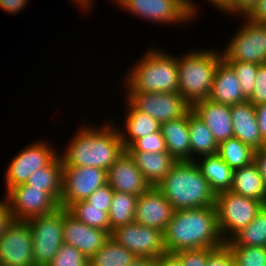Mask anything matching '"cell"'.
<instances>
[{"instance_id":"cell-1","label":"cell","mask_w":266,"mask_h":266,"mask_svg":"<svg viewBox=\"0 0 266 266\" xmlns=\"http://www.w3.org/2000/svg\"><path fill=\"white\" fill-rule=\"evenodd\" d=\"M163 242L170 253L225 245L215 205L174 211L163 232Z\"/></svg>"},{"instance_id":"cell-2","label":"cell","mask_w":266,"mask_h":266,"mask_svg":"<svg viewBox=\"0 0 266 266\" xmlns=\"http://www.w3.org/2000/svg\"><path fill=\"white\" fill-rule=\"evenodd\" d=\"M115 126V127H114ZM64 153L59 154L63 166L108 169L125 151L119 127L107 123L100 128L85 124L74 134Z\"/></svg>"},{"instance_id":"cell-3","label":"cell","mask_w":266,"mask_h":266,"mask_svg":"<svg viewBox=\"0 0 266 266\" xmlns=\"http://www.w3.org/2000/svg\"><path fill=\"white\" fill-rule=\"evenodd\" d=\"M156 188L175 211L215 205L216 195L195 161H177Z\"/></svg>"},{"instance_id":"cell-4","label":"cell","mask_w":266,"mask_h":266,"mask_svg":"<svg viewBox=\"0 0 266 266\" xmlns=\"http://www.w3.org/2000/svg\"><path fill=\"white\" fill-rule=\"evenodd\" d=\"M161 50L151 48L146 55L136 61L124 80L126 92H178L179 77L176 56Z\"/></svg>"},{"instance_id":"cell-5","label":"cell","mask_w":266,"mask_h":266,"mask_svg":"<svg viewBox=\"0 0 266 266\" xmlns=\"http://www.w3.org/2000/svg\"><path fill=\"white\" fill-rule=\"evenodd\" d=\"M216 49L194 50L176 57L178 66V93L192 106L209 98L221 52Z\"/></svg>"},{"instance_id":"cell-6","label":"cell","mask_w":266,"mask_h":266,"mask_svg":"<svg viewBox=\"0 0 266 266\" xmlns=\"http://www.w3.org/2000/svg\"><path fill=\"white\" fill-rule=\"evenodd\" d=\"M63 207L27 220L32 234L33 256L36 266H48L60 249L63 240V218L68 213Z\"/></svg>"},{"instance_id":"cell-7","label":"cell","mask_w":266,"mask_h":266,"mask_svg":"<svg viewBox=\"0 0 266 266\" xmlns=\"http://www.w3.org/2000/svg\"><path fill=\"white\" fill-rule=\"evenodd\" d=\"M264 206L255 199L236 194L231 190L216 195L219 230L225 242L245 228Z\"/></svg>"},{"instance_id":"cell-8","label":"cell","mask_w":266,"mask_h":266,"mask_svg":"<svg viewBox=\"0 0 266 266\" xmlns=\"http://www.w3.org/2000/svg\"><path fill=\"white\" fill-rule=\"evenodd\" d=\"M193 0H124L118 7L158 24L190 22L198 15ZM196 5V6H195ZM196 15V16H195Z\"/></svg>"},{"instance_id":"cell-9","label":"cell","mask_w":266,"mask_h":266,"mask_svg":"<svg viewBox=\"0 0 266 266\" xmlns=\"http://www.w3.org/2000/svg\"><path fill=\"white\" fill-rule=\"evenodd\" d=\"M238 32L221 52L224 61L266 64V24L244 18Z\"/></svg>"},{"instance_id":"cell-10","label":"cell","mask_w":266,"mask_h":266,"mask_svg":"<svg viewBox=\"0 0 266 266\" xmlns=\"http://www.w3.org/2000/svg\"><path fill=\"white\" fill-rule=\"evenodd\" d=\"M48 143L46 140L32 142L13 157L5 171L7 192L12 187L26 183L33 172L49 165L59 155Z\"/></svg>"},{"instance_id":"cell-11","label":"cell","mask_w":266,"mask_h":266,"mask_svg":"<svg viewBox=\"0 0 266 266\" xmlns=\"http://www.w3.org/2000/svg\"><path fill=\"white\" fill-rule=\"evenodd\" d=\"M125 95V100L134 108L153 117L160 124L181 118L191 110V106L178 92H127Z\"/></svg>"},{"instance_id":"cell-12","label":"cell","mask_w":266,"mask_h":266,"mask_svg":"<svg viewBox=\"0 0 266 266\" xmlns=\"http://www.w3.org/2000/svg\"><path fill=\"white\" fill-rule=\"evenodd\" d=\"M107 183V171L96 167L63 166L62 196L59 206L68 209L86 200L96 189Z\"/></svg>"},{"instance_id":"cell-13","label":"cell","mask_w":266,"mask_h":266,"mask_svg":"<svg viewBox=\"0 0 266 266\" xmlns=\"http://www.w3.org/2000/svg\"><path fill=\"white\" fill-rule=\"evenodd\" d=\"M110 237L137 257L158 258L166 252L163 232L136 222L115 228Z\"/></svg>"},{"instance_id":"cell-14","label":"cell","mask_w":266,"mask_h":266,"mask_svg":"<svg viewBox=\"0 0 266 266\" xmlns=\"http://www.w3.org/2000/svg\"><path fill=\"white\" fill-rule=\"evenodd\" d=\"M14 220L27 221L45 215L59 208V203L41 188H30L20 184L12 187L5 195Z\"/></svg>"},{"instance_id":"cell-15","label":"cell","mask_w":266,"mask_h":266,"mask_svg":"<svg viewBox=\"0 0 266 266\" xmlns=\"http://www.w3.org/2000/svg\"><path fill=\"white\" fill-rule=\"evenodd\" d=\"M0 266H36L26 221L15 220L0 236Z\"/></svg>"},{"instance_id":"cell-16","label":"cell","mask_w":266,"mask_h":266,"mask_svg":"<svg viewBox=\"0 0 266 266\" xmlns=\"http://www.w3.org/2000/svg\"><path fill=\"white\" fill-rule=\"evenodd\" d=\"M174 211L165 196L156 187H151L137 198L134 222L164 232Z\"/></svg>"},{"instance_id":"cell-17","label":"cell","mask_w":266,"mask_h":266,"mask_svg":"<svg viewBox=\"0 0 266 266\" xmlns=\"http://www.w3.org/2000/svg\"><path fill=\"white\" fill-rule=\"evenodd\" d=\"M107 183L114 191L140 196L152 186L125 150L107 171Z\"/></svg>"},{"instance_id":"cell-18","label":"cell","mask_w":266,"mask_h":266,"mask_svg":"<svg viewBox=\"0 0 266 266\" xmlns=\"http://www.w3.org/2000/svg\"><path fill=\"white\" fill-rule=\"evenodd\" d=\"M110 238V233L90 227L69 212L63 218L64 243L74 246L88 259Z\"/></svg>"},{"instance_id":"cell-19","label":"cell","mask_w":266,"mask_h":266,"mask_svg":"<svg viewBox=\"0 0 266 266\" xmlns=\"http://www.w3.org/2000/svg\"><path fill=\"white\" fill-rule=\"evenodd\" d=\"M191 110L205 123L218 144L234 137L230 105L205 99L193 104Z\"/></svg>"},{"instance_id":"cell-20","label":"cell","mask_w":266,"mask_h":266,"mask_svg":"<svg viewBox=\"0 0 266 266\" xmlns=\"http://www.w3.org/2000/svg\"><path fill=\"white\" fill-rule=\"evenodd\" d=\"M231 119L234 138L241 140L254 150L262 149L264 140L258 127L255 106L248 100L231 105Z\"/></svg>"},{"instance_id":"cell-21","label":"cell","mask_w":266,"mask_h":266,"mask_svg":"<svg viewBox=\"0 0 266 266\" xmlns=\"http://www.w3.org/2000/svg\"><path fill=\"white\" fill-rule=\"evenodd\" d=\"M208 99L230 106L247 101L235 71L223 59L217 65Z\"/></svg>"},{"instance_id":"cell-22","label":"cell","mask_w":266,"mask_h":266,"mask_svg":"<svg viewBox=\"0 0 266 266\" xmlns=\"http://www.w3.org/2000/svg\"><path fill=\"white\" fill-rule=\"evenodd\" d=\"M160 131L172 157L177 161H191L188 113L181 118L162 122Z\"/></svg>"},{"instance_id":"cell-23","label":"cell","mask_w":266,"mask_h":266,"mask_svg":"<svg viewBox=\"0 0 266 266\" xmlns=\"http://www.w3.org/2000/svg\"><path fill=\"white\" fill-rule=\"evenodd\" d=\"M134 163L152 187L171 171L177 160L168 152H128Z\"/></svg>"},{"instance_id":"cell-24","label":"cell","mask_w":266,"mask_h":266,"mask_svg":"<svg viewBox=\"0 0 266 266\" xmlns=\"http://www.w3.org/2000/svg\"><path fill=\"white\" fill-rule=\"evenodd\" d=\"M126 113L124 127L119 132L124 148L129 147L135 140L160 131V123L153 117L142 113L134 108L127 100L125 101Z\"/></svg>"},{"instance_id":"cell-25","label":"cell","mask_w":266,"mask_h":266,"mask_svg":"<svg viewBox=\"0 0 266 266\" xmlns=\"http://www.w3.org/2000/svg\"><path fill=\"white\" fill-rule=\"evenodd\" d=\"M195 162L215 195L231 190L233 170L218 154L202 156Z\"/></svg>"},{"instance_id":"cell-26","label":"cell","mask_w":266,"mask_h":266,"mask_svg":"<svg viewBox=\"0 0 266 266\" xmlns=\"http://www.w3.org/2000/svg\"><path fill=\"white\" fill-rule=\"evenodd\" d=\"M231 191L266 205V186L254 162L233 170Z\"/></svg>"},{"instance_id":"cell-27","label":"cell","mask_w":266,"mask_h":266,"mask_svg":"<svg viewBox=\"0 0 266 266\" xmlns=\"http://www.w3.org/2000/svg\"><path fill=\"white\" fill-rule=\"evenodd\" d=\"M188 126L190 134L191 161H195L202 156L216 155L218 151V143L205 123L195 115L192 110L188 112Z\"/></svg>"},{"instance_id":"cell-28","label":"cell","mask_w":266,"mask_h":266,"mask_svg":"<svg viewBox=\"0 0 266 266\" xmlns=\"http://www.w3.org/2000/svg\"><path fill=\"white\" fill-rule=\"evenodd\" d=\"M62 171L63 162L58 155L49 165L33 172L25 184L30 188H41L59 203L62 196Z\"/></svg>"},{"instance_id":"cell-29","label":"cell","mask_w":266,"mask_h":266,"mask_svg":"<svg viewBox=\"0 0 266 266\" xmlns=\"http://www.w3.org/2000/svg\"><path fill=\"white\" fill-rule=\"evenodd\" d=\"M226 246L266 247V205L245 228L236 233Z\"/></svg>"},{"instance_id":"cell-30","label":"cell","mask_w":266,"mask_h":266,"mask_svg":"<svg viewBox=\"0 0 266 266\" xmlns=\"http://www.w3.org/2000/svg\"><path fill=\"white\" fill-rule=\"evenodd\" d=\"M137 256L111 237L89 258V266H130Z\"/></svg>"},{"instance_id":"cell-31","label":"cell","mask_w":266,"mask_h":266,"mask_svg":"<svg viewBox=\"0 0 266 266\" xmlns=\"http://www.w3.org/2000/svg\"><path fill=\"white\" fill-rule=\"evenodd\" d=\"M138 196L114 191L108 213L110 234L115 228L134 222Z\"/></svg>"},{"instance_id":"cell-32","label":"cell","mask_w":266,"mask_h":266,"mask_svg":"<svg viewBox=\"0 0 266 266\" xmlns=\"http://www.w3.org/2000/svg\"><path fill=\"white\" fill-rule=\"evenodd\" d=\"M255 150L237 138H230L218 144L217 154L232 168L239 169L254 161Z\"/></svg>"},{"instance_id":"cell-33","label":"cell","mask_w":266,"mask_h":266,"mask_svg":"<svg viewBox=\"0 0 266 266\" xmlns=\"http://www.w3.org/2000/svg\"><path fill=\"white\" fill-rule=\"evenodd\" d=\"M68 211L84 224L110 233V223L105 207L91 206L86 200H82L72 204Z\"/></svg>"},{"instance_id":"cell-34","label":"cell","mask_w":266,"mask_h":266,"mask_svg":"<svg viewBox=\"0 0 266 266\" xmlns=\"http://www.w3.org/2000/svg\"><path fill=\"white\" fill-rule=\"evenodd\" d=\"M236 266H266V247L227 246Z\"/></svg>"},{"instance_id":"cell-35","label":"cell","mask_w":266,"mask_h":266,"mask_svg":"<svg viewBox=\"0 0 266 266\" xmlns=\"http://www.w3.org/2000/svg\"><path fill=\"white\" fill-rule=\"evenodd\" d=\"M235 71L237 78L240 81L243 95L248 99L255 87V78L259 64L242 62V61H225Z\"/></svg>"},{"instance_id":"cell-36","label":"cell","mask_w":266,"mask_h":266,"mask_svg":"<svg viewBox=\"0 0 266 266\" xmlns=\"http://www.w3.org/2000/svg\"><path fill=\"white\" fill-rule=\"evenodd\" d=\"M89 259L74 246L62 243L48 266H89Z\"/></svg>"},{"instance_id":"cell-37","label":"cell","mask_w":266,"mask_h":266,"mask_svg":"<svg viewBox=\"0 0 266 266\" xmlns=\"http://www.w3.org/2000/svg\"><path fill=\"white\" fill-rule=\"evenodd\" d=\"M125 150L127 152H168L165 139L161 134V131L151 133L145 137L135 140Z\"/></svg>"},{"instance_id":"cell-38","label":"cell","mask_w":266,"mask_h":266,"mask_svg":"<svg viewBox=\"0 0 266 266\" xmlns=\"http://www.w3.org/2000/svg\"><path fill=\"white\" fill-rule=\"evenodd\" d=\"M214 248H199L176 252L183 266H206L208 254Z\"/></svg>"},{"instance_id":"cell-39","label":"cell","mask_w":266,"mask_h":266,"mask_svg":"<svg viewBox=\"0 0 266 266\" xmlns=\"http://www.w3.org/2000/svg\"><path fill=\"white\" fill-rule=\"evenodd\" d=\"M253 106L266 103V64L259 66L252 95L247 99Z\"/></svg>"},{"instance_id":"cell-40","label":"cell","mask_w":266,"mask_h":266,"mask_svg":"<svg viewBox=\"0 0 266 266\" xmlns=\"http://www.w3.org/2000/svg\"><path fill=\"white\" fill-rule=\"evenodd\" d=\"M114 190L111 186L106 183L104 186L96 189L87 199L86 201L91 206L97 207H105V212L108 214L111 202L113 199Z\"/></svg>"},{"instance_id":"cell-41","label":"cell","mask_w":266,"mask_h":266,"mask_svg":"<svg viewBox=\"0 0 266 266\" xmlns=\"http://www.w3.org/2000/svg\"><path fill=\"white\" fill-rule=\"evenodd\" d=\"M234 257L230 249L223 245L219 248H214L209 254L206 266H233Z\"/></svg>"},{"instance_id":"cell-42","label":"cell","mask_w":266,"mask_h":266,"mask_svg":"<svg viewBox=\"0 0 266 266\" xmlns=\"http://www.w3.org/2000/svg\"><path fill=\"white\" fill-rule=\"evenodd\" d=\"M258 0H231L229 6L223 11L227 15L232 13V17H245L256 5Z\"/></svg>"},{"instance_id":"cell-43","label":"cell","mask_w":266,"mask_h":266,"mask_svg":"<svg viewBox=\"0 0 266 266\" xmlns=\"http://www.w3.org/2000/svg\"><path fill=\"white\" fill-rule=\"evenodd\" d=\"M14 221L15 220L7 200L5 198L4 200H0V236Z\"/></svg>"},{"instance_id":"cell-44","label":"cell","mask_w":266,"mask_h":266,"mask_svg":"<svg viewBox=\"0 0 266 266\" xmlns=\"http://www.w3.org/2000/svg\"><path fill=\"white\" fill-rule=\"evenodd\" d=\"M245 18L251 22L266 24V0H258Z\"/></svg>"},{"instance_id":"cell-45","label":"cell","mask_w":266,"mask_h":266,"mask_svg":"<svg viewBox=\"0 0 266 266\" xmlns=\"http://www.w3.org/2000/svg\"><path fill=\"white\" fill-rule=\"evenodd\" d=\"M27 1L29 0H0V7L10 14H17L26 7Z\"/></svg>"},{"instance_id":"cell-46","label":"cell","mask_w":266,"mask_h":266,"mask_svg":"<svg viewBox=\"0 0 266 266\" xmlns=\"http://www.w3.org/2000/svg\"><path fill=\"white\" fill-rule=\"evenodd\" d=\"M157 266H183L176 253L165 252L157 258Z\"/></svg>"},{"instance_id":"cell-47","label":"cell","mask_w":266,"mask_h":266,"mask_svg":"<svg viewBox=\"0 0 266 266\" xmlns=\"http://www.w3.org/2000/svg\"><path fill=\"white\" fill-rule=\"evenodd\" d=\"M258 127L263 140L266 139V103L255 106Z\"/></svg>"},{"instance_id":"cell-48","label":"cell","mask_w":266,"mask_h":266,"mask_svg":"<svg viewBox=\"0 0 266 266\" xmlns=\"http://www.w3.org/2000/svg\"><path fill=\"white\" fill-rule=\"evenodd\" d=\"M266 186V152L262 149L255 150L254 161Z\"/></svg>"},{"instance_id":"cell-49","label":"cell","mask_w":266,"mask_h":266,"mask_svg":"<svg viewBox=\"0 0 266 266\" xmlns=\"http://www.w3.org/2000/svg\"><path fill=\"white\" fill-rule=\"evenodd\" d=\"M130 266H157V258L137 257Z\"/></svg>"},{"instance_id":"cell-50","label":"cell","mask_w":266,"mask_h":266,"mask_svg":"<svg viewBox=\"0 0 266 266\" xmlns=\"http://www.w3.org/2000/svg\"><path fill=\"white\" fill-rule=\"evenodd\" d=\"M72 2H74V4L76 3L77 6H79V8H81L83 11L87 12H91L90 9L92 8V6L94 5V1L95 0H71ZM81 6V7H80Z\"/></svg>"},{"instance_id":"cell-51","label":"cell","mask_w":266,"mask_h":266,"mask_svg":"<svg viewBox=\"0 0 266 266\" xmlns=\"http://www.w3.org/2000/svg\"><path fill=\"white\" fill-rule=\"evenodd\" d=\"M209 3L213 4L214 7H216L219 11H224L229 4L231 3V0H207Z\"/></svg>"},{"instance_id":"cell-52","label":"cell","mask_w":266,"mask_h":266,"mask_svg":"<svg viewBox=\"0 0 266 266\" xmlns=\"http://www.w3.org/2000/svg\"><path fill=\"white\" fill-rule=\"evenodd\" d=\"M262 150H263L264 152H266V139L264 140Z\"/></svg>"},{"instance_id":"cell-53","label":"cell","mask_w":266,"mask_h":266,"mask_svg":"<svg viewBox=\"0 0 266 266\" xmlns=\"http://www.w3.org/2000/svg\"><path fill=\"white\" fill-rule=\"evenodd\" d=\"M116 1V2H115ZM124 0H113V2L117 3L118 5H120Z\"/></svg>"}]
</instances>
